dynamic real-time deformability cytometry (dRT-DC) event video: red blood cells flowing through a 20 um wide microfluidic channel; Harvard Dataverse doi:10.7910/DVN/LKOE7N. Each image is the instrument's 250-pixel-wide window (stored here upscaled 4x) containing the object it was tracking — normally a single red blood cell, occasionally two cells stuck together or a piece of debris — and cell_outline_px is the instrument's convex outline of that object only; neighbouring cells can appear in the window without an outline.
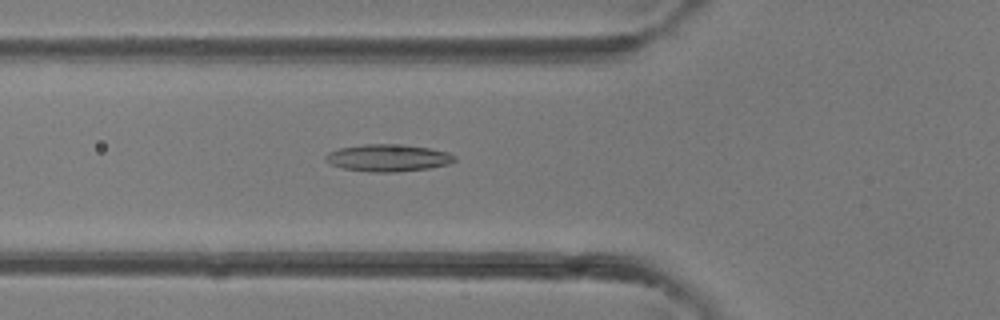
{"species": "common noctule bat (a hibernating species)", "species_latin": "Nyctalus noctula", "temperature_condition": "room temperature", "stored_images_in_passage": 26, "camera_frame_rate_fps": 3000, "um_per_image_px": 0.085, "animal": {"sex": "female"}, "frame": {"image": 1, "passage_image": 3, "time_ms": 0.667, "image_size_px": [1000, 320], "cell_outline_px": [[456, 160], [448, 164], [428, 168], [396, 172], [376, 172], [344, 168], [332, 164], [324, 160], [324, 156], [328, 152], [340, 148], [364, 144], [404, 144], [428, 148], [448, 152], [456, 156]], "centroid_in_image_um": [32.99, 13.41], "position_along_channel_um": 92.8, "area_um2": 20.29}}
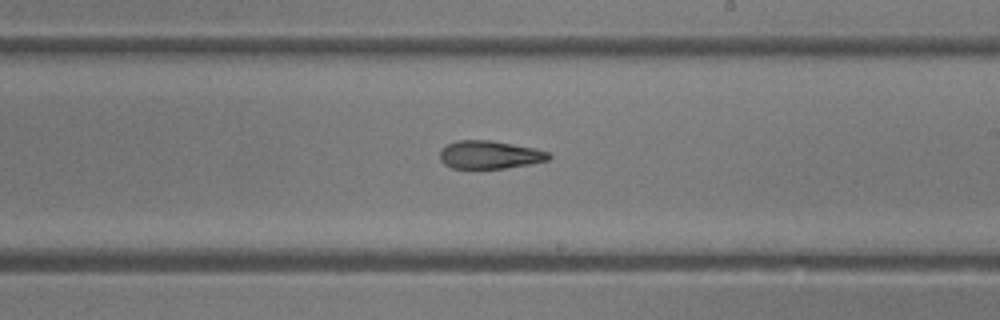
{"frame": {"image": 2, "passage_image": 12, "time_ms": 3.667, "image_size_px": [1000, 320], "cell_outline_px": [[552, 156], [548, 160], [528, 164], [504, 168], [452, 168], [444, 164], [440, 160], [440, 148], [456, 140], [488, 140], [536, 148], [548, 152]], "centroid_in_image_um": [41.59, 13.15], "position_along_channel_um": 247.4, "area_um2": 17.74}}
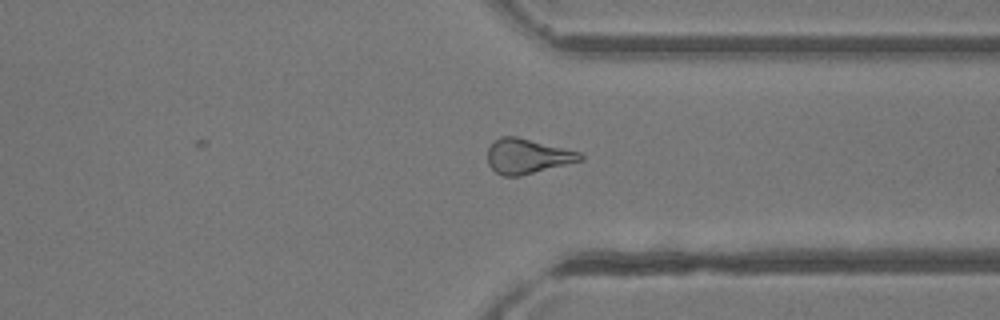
{"frame": {"image": 3, "passage_image": 19, "time_ms": 6.0, "image_size_px": [1000, 320], "cell_outline_px": [[584, 160], [520, 176], [504, 176], [496, 172], [488, 164], [488, 148], [500, 136], [516, 136], [580, 152], [584, 156]], "centroid_in_image_um": [44.84, 13.28], "position_along_channel_um": 366.6, "area_um2": 18.73}}